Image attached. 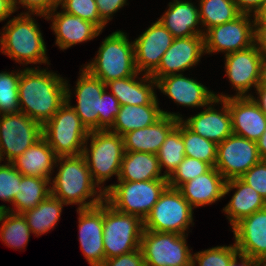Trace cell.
Here are the masks:
<instances>
[{"instance_id": "obj_35", "label": "cell", "mask_w": 266, "mask_h": 266, "mask_svg": "<svg viewBox=\"0 0 266 266\" xmlns=\"http://www.w3.org/2000/svg\"><path fill=\"white\" fill-rule=\"evenodd\" d=\"M198 2L204 33L205 30L227 23L241 14L234 0H199Z\"/></svg>"}, {"instance_id": "obj_28", "label": "cell", "mask_w": 266, "mask_h": 266, "mask_svg": "<svg viewBox=\"0 0 266 266\" xmlns=\"http://www.w3.org/2000/svg\"><path fill=\"white\" fill-rule=\"evenodd\" d=\"M225 183L226 180L221 173L215 167H211L206 173L182 184L178 190L194 209L211 205L224 198Z\"/></svg>"}, {"instance_id": "obj_4", "label": "cell", "mask_w": 266, "mask_h": 266, "mask_svg": "<svg viewBox=\"0 0 266 266\" xmlns=\"http://www.w3.org/2000/svg\"><path fill=\"white\" fill-rule=\"evenodd\" d=\"M66 81V102L53 117L42 126V137L57 157L81 155L89 131L71 107V90Z\"/></svg>"}, {"instance_id": "obj_10", "label": "cell", "mask_w": 266, "mask_h": 266, "mask_svg": "<svg viewBox=\"0 0 266 266\" xmlns=\"http://www.w3.org/2000/svg\"><path fill=\"white\" fill-rule=\"evenodd\" d=\"M187 235L143 230L140 249L145 266H192Z\"/></svg>"}, {"instance_id": "obj_16", "label": "cell", "mask_w": 266, "mask_h": 266, "mask_svg": "<svg viewBox=\"0 0 266 266\" xmlns=\"http://www.w3.org/2000/svg\"><path fill=\"white\" fill-rule=\"evenodd\" d=\"M223 99L231 116L233 134L257 142L266 129V116L251 96L215 94Z\"/></svg>"}, {"instance_id": "obj_42", "label": "cell", "mask_w": 266, "mask_h": 266, "mask_svg": "<svg viewBox=\"0 0 266 266\" xmlns=\"http://www.w3.org/2000/svg\"><path fill=\"white\" fill-rule=\"evenodd\" d=\"M22 176L12 163L0 164V200L13 203L15 195L19 193Z\"/></svg>"}, {"instance_id": "obj_22", "label": "cell", "mask_w": 266, "mask_h": 266, "mask_svg": "<svg viewBox=\"0 0 266 266\" xmlns=\"http://www.w3.org/2000/svg\"><path fill=\"white\" fill-rule=\"evenodd\" d=\"M231 229L240 253L266 261V208L241 219Z\"/></svg>"}, {"instance_id": "obj_49", "label": "cell", "mask_w": 266, "mask_h": 266, "mask_svg": "<svg viewBox=\"0 0 266 266\" xmlns=\"http://www.w3.org/2000/svg\"><path fill=\"white\" fill-rule=\"evenodd\" d=\"M266 0H234L238 10L243 14L253 15Z\"/></svg>"}, {"instance_id": "obj_15", "label": "cell", "mask_w": 266, "mask_h": 266, "mask_svg": "<svg viewBox=\"0 0 266 266\" xmlns=\"http://www.w3.org/2000/svg\"><path fill=\"white\" fill-rule=\"evenodd\" d=\"M205 55L204 35L174 38L172 45L164 53L159 66L150 74L157 80L171 74H183L195 67Z\"/></svg>"}, {"instance_id": "obj_12", "label": "cell", "mask_w": 266, "mask_h": 266, "mask_svg": "<svg viewBox=\"0 0 266 266\" xmlns=\"http://www.w3.org/2000/svg\"><path fill=\"white\" fill-rule=\"evenodd\" d=\"M253 15L241 13L237 18L205 31V54H228L254 45Z\"/></svg>"}, {"instance_id": "obj_50", "label": "cell", "mask_w": 266, "mask_h": 266, "mask_svg": "<svg viewBox=\"0 0 266 266\" xmlns=\"http://www.w3.org/2000/svg\"><path fill=\"white\" fill-rule=\"evenodd\" d=\"M254 90L258 97L256 98L253 95H251V97L259 105L263 114L266 116V86L258 85V87Z\"/></svg>"}, {"instance_id": "obj_13", "label": "cell", "mask_w": 266, "mask_h": 266, "mask_svg": "<svg viewBox=\"0 0 266 266\" xmlns=\"http://www.w3.org/2000/svg\"><path fill=\"white\" fill-rule=\"evenodd\" d=\"M260 160L255 141L232 134L217 144L215 168L226 181L240 178Z\"/></svg>"}, {"instance_id": "obj_6", "label": "cell", "mask_w": 266, "mask_h": 266, "mask_svg": "<svg viewBox=\"0 0 266 266\" xmlns=\"http://www.w3.org/2000/svg\"><path fill=\"white\" fill-rule=\"evenodd\" d=\"M124 153L123 138L117 133L108 129L89 131L82 155L93 181L103 192H106L107 180L114 175L118 180Z\"/></svg>"}, {"instance_id": "obj_26", "label": "cell", "mask_w": 266, "mask_h": 266, "mask_svg": "<svg viewBox=\"0 0 266 266\" xmlns=\"http://www.w3.org/2000/svg\"><path fill=\"white\" fill-rule=\"evenodd\" d=\"M233 193L228 204L222 209L227 215L231 228L241 219L250 216L256 211L266 208V200L241 178L227 180L224 187V196Z\"/></svg>"}, {"instance_id": "obj_44", "label": "cell", "mask_w": 266, "mask_h": 266, "mask_svg": "<svg viewBox=\"0 0 266 266\" xmlns=\"http://www.w3.org/2000/svg\"><path fill=\"white\" fill-rule=\"evenodd\" d=\"M240 178L266 200V160H260Z\"/></svg>"}, {"instance_id": "obj_47", "label": "cell", "mask_w": 266, "mask_h": 266, "mask_svg": "<svg viewBox=\"0 0 266 266\" xmlns=\"http://www.w3.org/2000/svg\"><path fill=\"white\" fill-rule=\"evenodd\" d=\"M128 0H95L101 21L106 25L113 15L127 5Z\"/></svg>"}, {"instance_id": "obj_19", "label": "cell", "mask_w": 266, "mask_h": 266, "mask_svg": "<svg viewBox=\"0 0 266 266\" xmlns=\"http://www.w3.org/2000/svg\"><path fill=\"white\" fill-rule=\"evenodd\" d=\"M80 249L90 266L105 261L103 245V202L98 206L77 209Z\"/></svg>"}, {"instance_id": "obj_52", "label": "cell", "mask_w": 266, "mask_h": 266, "mask_svg": "<svg viewBox=\"0 0 266 266\" xmlns=\"http://www.w3.org/2000/svg\"><path fill=\"white\" fill-rule=\"evenodd\" d=\"M12 13H15L13 0H0V22L9 19Z\"/></svg>"}, {"instance_id": "obj_14", "label": "cell", "mask_w": 266, "mask_h": 266, "mask_svg": "<svg viewBox=\"0 0 266 266\" xmlns=\"http://www.w3.org/2000/svg\"><path fill=\"white\" fill-rule=\"evenodd\" d=\"M225 75L236 90V97L251 96L249 91L258 87L260 78V63L263 55L255 47L225 54ZM248 93V94H247ZM250 93V94H249Z\"/></svg>"}, {"instance_id": "obj_17", "label": "cell", "mask_w": 266, "mask_h": 266, "mask_svg": "<svg viewBox=\"0 0 266 266\" xmlns=\"http://www.w3.org/2000/svg\"><path fill=\"white\" fill-rule=\"evenodd\" d=\"M174 37L157 19L139 37L135 38L134 55L137 72L150 75L158 66Z\"/></svg>"}, {"instance_id": "obj_43", "label": "cell", "mask_w": 266, "mask_h": 266, "mask_svg": "<svg viewBox=\"0 0 266 266\" xmlns=\"http://www.w3.org/2000/svg\"><path fill=\"white\" fill-rule=\"evenodd\" d=\"M107 88L100 97V111H98V130L109 129L120 111L118 99Z\"/></svg>"}, {"instance_id": "obj_8", "label": "cell", "mask_w": 266, "mask_h": 266, "mask_svg": "<svg viewBox=\"0 0 266 266\" xmlns=\"http://www.w3.org/2000/svg\"><path fill=\"white\" fill-rule=\"evenodd\" d=\"M144 222L135 215L114 209L103 201V245L105 260L140 248Z\"/></svg>"}, {"instance_id": "obj_30", "label": "cell", "mask_w": 266, "mask_h": 266, "mask_svg": "<svg viewBox=\"0 0 266 266\" xmlns=\"http://www.w3.org/2000/svg\"><path fill=\"white\" fill-rule=\"evenodd\" d=\"M56 158L54 150L42 137L11 163L23 176L41 177L51 181Z\"/></svg>"}, {"instance_id": "obj_51", "label": "cell", "mask_w": 266, "mask_h": 266, "mask_svg": "<svg viewBox=\"0 0 266 266\" xmlns=\"http://www.w3.org/2000/svg\"><path fill=\"white\" fill-rule=\"evenodd\" d=\"M238 260H240L238 262ZM256 261L246 254L238 252L232 259L229 266H255Z\"/></svg>"}, {"instance_id": "obj_3", "label": "cell", "mask_w": 266, "mask_h": 266, "mask_svg": "<svg viewBox=\"0 0 266 266\" xmlns=\"http://www.w3.org/2000/svg\"><path fill=\"white\" fill-rule=\"evenodd\" d=\"M32 15L47 19L45 15L20 12L8 20L0 32V52L21 65H50L43 34Z\"/></svg>"}, {"instance_id": "obj_25", "label": "cell", "mask_w": 266, "mask_h": 266, "mask_svg": "<svg viewBox=\"0 0 266 266\" xmlns=\"http://www.w3.org/2000/svg\"><path fill=\"white\" fill-rule=\"evenodd\" d=\"M191 0H172L158 19L174 38L204 35L199 7ZM201 25V28H199Z\"/></svg>"}, {"instance_id": "obj_38", "label": "cell", "mask_w": 266, "mask_h": 266, "mask_svg": "<svg viewBox=\"0 0 266 266\" xmlns=\"http://www.w3.org/2000/svg\"><path fill=\"white\" fill-rule=\"evenodd\" d=\"M21 70L0 72V110L3 114L18 113V85Z\"/></svg>"}, {"instance_id": "obj_34", "label": "cell", "mask_w": 266, "mask_h": 266, "mask_svg": "<svg viewBox=\"0 0 266 266\" xmlns=\"http://www.w3.org/2000/svg\"><path fill=\"white\" fill-rule=\"evenodd\" d=\"M0 223L1 241L10 248L24 249L32 233L23 214L2 211Z\"/></svg>"}, {"instance_id": "obj_58", "label": "cell", "mask_w": 266, "mask_h": 266, "mask_svg": "<svg viewBox=\"0 0 266 266\" xmlns=\"http://www.w3.org/2000/svg\"><path fill=\"white\" fill-rule=\"evenodd\" d=\"M2 115H3V113H2L1 110H0V121H1Z\"/></svg>"}, {"instance_id": "obj_33", "label": "cell", "mask_w": 266, "mask_h": 266, "mask_svg": "<svg viewBox=\"0 0 266 266\" xmlns=\"http://www.w3.org/2000/svg\"><path fill=\"white\" fill-rule=\"evenodd\" d=\"M51 194L50 180L41 177L22 176L19 193L7 211L22 214L39 205Z\"/></svg>"}, {"instance_id": "obj_21", "label": "cell", "mask_w": 266, "mask_h": 266, "mask_svg": "<svg viewBox=\"0 0 266 266\" xmlns=\"http://www.w3.org/2000/svg\"><path fill=\"white\" fill-rule=\"evenodd\" d=\"M58 7L54 8L47 16L46 20H51L55 34V45L60 50H65L73 45L84 43L98 37L102 31L92 22L66 13L61 10L57 12Z\"/></svg>"}, {"instance_id": "obj_39", "label": "cell", "mask_w": 266, "mask_h": 266, "mask_svg": "<svg viewBox=\"0 0 266 266\" xmlns=\"http://www.w3.org/2000/svg\"><path fill=\"white\" fill-rule=\"evenodd\" d=\"M236 244L215 246L192 255V266H229L238 253Z\"/></svg>"}, {"instance_id": "obj_41", "label": "cell", "mask_w": 266, "mask_h": 266, "mask_svg": "<svg viewBox=\"0 0 266 266\" xmlns=\"http://www.w3.org/2000/svg\"><path fill=\"white\" fill-rule=\"evenodd\" d=\"M59 7L68 14L92 22L101 31L106 27L100 19L95 0H59Z\"/></svg>"}, {"instance_id": "obj_18", "label": "cell", "mask_w": 266, "mask_h": 266, "mask_svg": "<svg viewBox=\"0 0 266 266\" xmlns=\"http://www.w3.org/2000/svg\"><path fill=\"white\" fill-rule=\"evenodd\" d=\"M156 88L177 105L190 108L207 107L216 99L205 85L183 74H171L156 80Z\"/></svg>"}, {"instance_id": "obj_45", "label": "cell", "mask_w": 266, "mask_h": 266, "mask_svg": "<svg viewBox=\"0 0 266 266\" xmlns=\"http://www.w3.org/2000/svg\"><path fill=\"white\" fill-rule=\"evenodd\" d=\"M20 5L23 6L22 8H27L25 11L28 10L22 13L47 16L54 8L59 7V0H13L15 12L20 8Z\"/></svg>"}, {"instance_id": "obj_5", "label": "cell", "mask_w": 266, "mask_h": 266, "mask_svg": "<svg viewBox=\"0 0 266 266\" xmlns=\"http://www.w3.org/2000/svg\"><path fill=\"white\" fill-rule=\"evenodd\" d=\"M128 37L122 30L109 34L102 40L95 58L83 68L104 84L111 80L134 76L137 73L134 43L129 41Z\"/></svg>"}, {"instance_id": "obj_24", "label": "cell", "mask_w": 266, "mask_h": 266, "mask_svg": "<svg viewBox=\"0 0 266 266\" xmlns=\"http://www.w3.org/2000/svg\"><path fill=\"white\" fill-rule=\"evenodd\" d=\"M163 115L172 116L177 120L184 118L180 113H171L161 109L159 107L158 98L156 97L148 105L121 106L113 125L108 130L117 133L122 137L128 132L154 124Z\"/></svg>"}, {"instance_id": "obj_53", "label": "cell", "mask_w": 266, "mask_h": 266, "mask_svg": "<svg viewBox=\"0 0 266 266\" xmlns=\"http://www.w3.org/2000/svg\"><path fill=\"white\" fill-rule=\"evenodd\" d=\"M257 147L261 160H266V129L257 141Z\"/></svg>"}, {"instance_id": "obj_7", "label": "cell", "mask_w": 266, "mask_h": 266, "mask_svg": "<svg viewBox=\"0 0 266 266\" xmlns=\"http://www.w3.org/2000/svg\"><path fill=\"white\" fill-rule=\"evenodd\" d=\"M117 183L106 186L105 200L116 210L143 221L169 186L167 179Z\"/></svg>"}, {"instance_id": "obj_55", "label": "cell", "mask_w": 266, "mask_h": 266, "mask_svg": "<svg viewBox=\"0 0 266 266\" xmlns=\"http://www.w3.org/2000/svg\"><path fill=\"white\" fill-rule=\"evenodd\" d=\"M258 85L266 86V56H263L260 63V78Z\"/></svg>"}, {"instance_id": "obj_57", "label": "cell", "mask_w": 266, "mask_h": 266, "mask_svg": "<svg viewBox=\"0 0 266 266\" xmlns=\"http://www.w3.org/2000/svg\"><path fill=\"white\" fill-rule=\"evenodd\" d=\"M8 207L6 205H0V214L2 211H6Z\"/></svg>"}, {"instance_id": "obj_37", "label": "cell", "mask_w": 266, "mask_h": 266, "mask_svg": "<svg viewBox=\"0 0 266 266\" xmlns=\"http://www.w3.org/2000/svg\"><path fill=\"white\" fill-rule=\"evenodd\" d=\"M181 136L185 145V156L195 158L215 167L217 144L195 134L181 122Z\"/></svg>"}, {"instance_id": "obj_20", "label": "cell", "mask_w": 266, "mask_h": 266, "mask_svg": "<svg viewBox=\"0 0 266 266\" xmlns=\"http://www.w3.org/2000/svg\"><path fill=\"white\" fill-rule=\"evenodd\" d=\"M217 104L222 106L221 109L214 108ZM180 121L195 134L216 144L233 134L230 112L223 99L216 98L203 111Z\"/></svg>"}, {"instance_id": "obj_40", "label": "cell", "mask_w": 266, "mask_h": 266, "mask_svg": "<svg viewBox=\"0 0 266 266\" xmlns=\"http://www.w3.org/2000/svg\"><path fill=\"white\" fill-rule=\"evenodd\" d=\"M211 166L201 160L186 156L167 178L169 187L178 189L182 184L206 173Z\"/></svg>"}, {"instance_id": "obj_11", "label": "cell", "mask_w": 266, "mask_h": 266, "mask_svg": "<svg viewBox=\"0 0 266 266\" xmlns=\"http://www.w3.org/2000/svg\"><path fill=\"white\" fill-rule=\"evenodd\" d=\"M41 138L42 125L25 113L3 114L0 121V162L5 159L11 163Z\"/></svg>"}, {"instance_id": "obj_1", "label": "cell", "mask_w": 266, "mask_h": 266, "mask_svg": "<svg viewBox=\"0 0 266 266\" xmlns=\"http://www.w3.org/2000/svg\"><path fill=\"white\" fill-rule=\"evenodd\" d=\"M36 67L21 69L19 108L20 112L43 126L66 102V79L47 70L48 67Z\"/></svg>"}, {"instance_id": "obj_2", "label": "cell", "mask_w": 266, "mask_h": 266, "mask_svg": "<svg viewBox=\"0 0 266 266\" xmlns=\"http://www.w3.org/2000/svg\"><path fill=\"white\" fill-rule=\"evenodd\" d=\"M55 167L59 171L50 181L52 196L66 205H79L77 209L95 207L105 200V192L93 181L82 154L57 157Z\"/></svg>"}, {"instance_id": "obj_29", "label": "cell", "mask_w": 266, "mask_h": 266, "mask_svg": "<svg viewBox=\"0 0 266 266\" xmlns=\"http://www.w3.org/2000/svg\"><path fill=\"white\" fill-rule=\"evenodd\" d=\"M139 75H142L141 78ZM106 88L123 105H148L156 97V80L150 75L137 72L134 76L111 80L106 83Z\"/></svg>"}, {"instance_id": "obj_36", "label": "cell", "mask_w": 266, "mask_h": 266, "mask_svg": "<svg viewBox=\"0 0 266 266\" xmlns=\"http://www.w3.org/2000/svg\"><path fill=\"white\" fill-rule=\"evenodd\" d=\"M157 157L161 170L165 168L164 175L168 178L178 165L184 160L185 145L181 136V121L168 134L165 141L161 145Z\"/></svg>"}, {"instance_id": "obj_56", "label": "cell", "mask_w": 266, "mask_h": 266, "mask_svg": "<svg viewBox=\"0 0 266 266\" xmlns=\"http://www.w3.org/2000/svg\"><path fill=\"white\" fill-rule=\"evenodd\" d=\"M255 266H266V261H256Z\"/></svg>"}, {"instance_id": "obj_9", "label": "cell", "mask_w": 266, "mask_h": 266, "mask_svg": "<svg viewBox=\"0 0 266 266\" xmlns=\"http://www.w3.org/2000/svg\"><path fill=\"white\" fill-rule=\"evenodd\" d=\"M193 210L178 189L168 186L143 221L144 229L187 235L194 225Z\"/></svg>"}, {"instance_id": "obj_31", "label": "cell", "mask_w": 266, "mask_h": 266, "mask_svg": "<svg viewBox=\"0 0 266 266\" xmlns=\"http://www.w3.org/2000/svg\"><path fill=\"white\" fill-rule=\"evenodd\" d=\"M162 171L157 154L125 152L117 181L136 182L167 179Z\"/></svg>"}, {"instance_id": "obj_23", "label": "cell", "mask_w": 266, "mask_h": 266, "mask_svg": "<svg viewBox=\"0 0 266 266\" xmlns=\"http://www.w3.org/2000/svg\"><path fill=\"white\" fill-rule=\"evenodd\" d=\"M79 75L74 89L77 104L71 107L76 111L88 131L98 130L100 97L106 89V84L85 68H80Z\"/></svg>"}, {"instance_id": "obj_32", "label": "cell", "mask_w": 266, "mask_h": 266, "mask_svg": "<svg viewBox=\"0 0 266 266\" xmlns=\"http://www.w3.org/2000/svg\"><path fill=\"white\" fill-rule=\"evenodd\" d=\"M63 205L66 204L50 194L35 208L22 213L31 233L38 237L52 230L60 220Z\"/></svg>"}, {"instance_id": "obj_27", "label": "cell", "mask_w": 266, "mask_h": 266, "mask_svg": "<svg viewBox=\"0 0 266 266\" xmlns=\"http://www.w3.org/2000/svg\"><path fill=\"white\" fill-rule=\"evenodd\" d=\"M178 121L172 116L163 115L152 125L124 134L122 136L124 151L157 154Z\"/></svg>"}, {"instance_id": "obj_48", "label": "cell", "mask_w": 266, "mask_h": 266, "mask_svg": "<svg viewBox=\"0 0 266 266\" xmlns=\"http://www.w3.org/2000/svg\"><path fill=\"white\" fill-rule=\"evenodd\" d=\"M254 45L266 56V23H254Z\"/></svg>"}, {"instance_id": "obj_46", "label": "cell", "mask_w": 266, "mask_h": 266, "mask_svg": "<svg viewBox=\"0 0 266 266\" xmlns=\"http://www.w3.org/2000/svg\"><path fill=\"white\" fill-rule=\"evenodd\" d=\"M101 266H145L141 249L106 259Z\"/></svg>"}, {"instance_id": "obj_54", "label": "cell", "mask_w": 266, "mask_h": 266, "mask_svg": "<svg viewBox=\"0 0 266 266\" xmlns=\"http://www.w3.org/2000/svg\"><path fill=\"white\" fill-rule=\"evenodd\" d=\"M254 23H266V1L263 5L253 14Z\"/></svg>"}]
</instances>
